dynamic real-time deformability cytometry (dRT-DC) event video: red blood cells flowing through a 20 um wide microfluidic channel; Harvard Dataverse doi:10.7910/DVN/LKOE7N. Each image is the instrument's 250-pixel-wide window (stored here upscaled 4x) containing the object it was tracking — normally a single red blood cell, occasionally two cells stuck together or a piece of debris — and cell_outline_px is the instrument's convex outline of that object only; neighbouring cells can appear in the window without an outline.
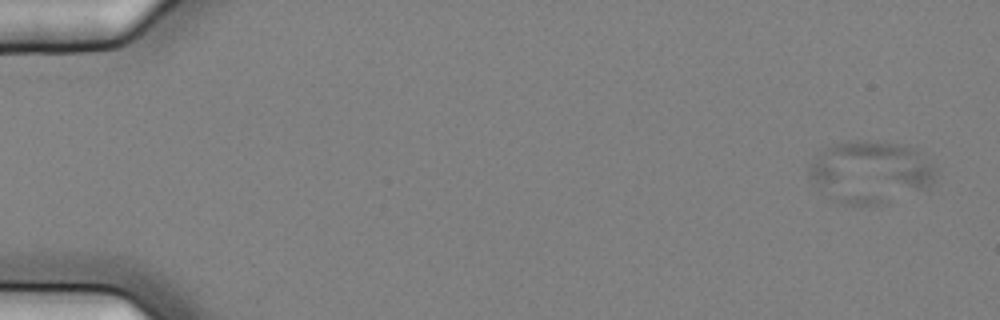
{"species": "common noctule bat (a hibernating species)", "species_latin": "Nyctalus noctula", "temperature_condition": "cold", "stored_images_in_passage": 7, "camera_frame_rate_fps": 3000, "um_per_image_px": 0.085, "animal": {"sex": "female", "body_mass_g": 25.1}, "frame": {"image": 1, "passage_image": 2, "time_ms": 0.333, "image_size_px": [1000, 320], "cell_outline_px": [[936, 180], [928, 192], [888, 204], [840, 204], [824, 196], [812, 184], [808, 176], [808, 164], [820, 152], [832, 144], [848, 140], [876, 140], [900, 144], [912, 148], [936, 168]], "centroid_in_image_um": [74.0, 14.67], "position_along_channel_um": 11.0, "area_um2": 47.57}}
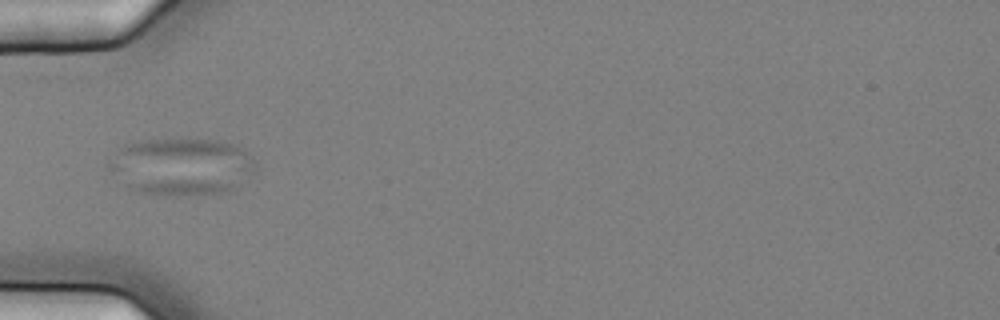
{"frame": {"image": 2, "passage_image": 7, "time_ms": 2.0, "image_size_px": [1000, 320], "cell_outline_px": [[256, 168], [236, 192], [172, 196], [164, 196], [136, 192], [128, 188], [108, 168], [108, 164], [116, 152], [124, 144], [136, 140], [220, 140], [236, 144], [244, 148], [256, 160]], "centroid_in_image_um": [15.5, 14.18], "position_along_channel_um": 69.5, "area_um2": 49.82}}